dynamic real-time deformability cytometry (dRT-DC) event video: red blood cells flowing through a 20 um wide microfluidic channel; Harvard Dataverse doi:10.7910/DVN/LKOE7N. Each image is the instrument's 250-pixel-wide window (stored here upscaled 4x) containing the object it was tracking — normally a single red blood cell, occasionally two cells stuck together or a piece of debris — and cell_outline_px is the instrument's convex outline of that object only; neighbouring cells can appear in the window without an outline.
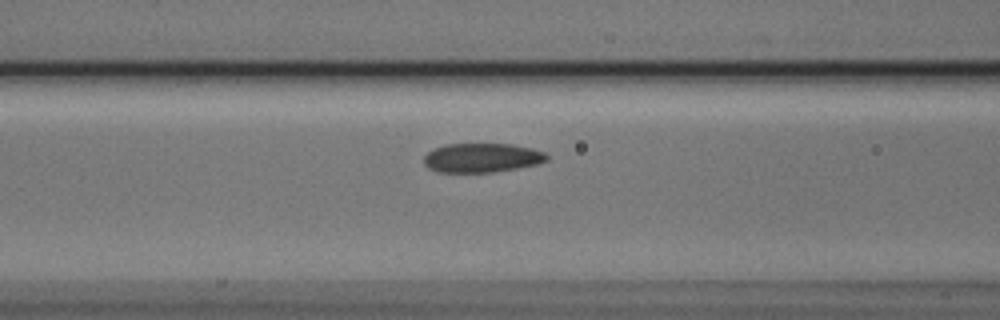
{"species": "Egyptian fruit bat (a non-hibernating species)", "species_latin": "Rousettus aegyptiacus", "temperature_condition": "cold", "stored_images_in_passage": 18, "camera_frame_rate_fps": 3000, "um_per_image_px": 0.085, "animal": {"sex": "male"}, "frame": {"image": 1, "passage_image": 16, "time_ms": 5.0, "image_size_px": [1000, 320], "cell_outline_px": [[548, 160], [536, 164], [516, 168], [492, 172], [436, 172], [428, 168], [424, 164], [424, 156], [428, 152], [436, 148], [448, 144], [512, 144], [532, 148], [544, 152], [548, 156]], "centroid_in_image_um": [40.95, 13.41], "position_along_channel_um": 125.6, "area_um2": 20.81}}